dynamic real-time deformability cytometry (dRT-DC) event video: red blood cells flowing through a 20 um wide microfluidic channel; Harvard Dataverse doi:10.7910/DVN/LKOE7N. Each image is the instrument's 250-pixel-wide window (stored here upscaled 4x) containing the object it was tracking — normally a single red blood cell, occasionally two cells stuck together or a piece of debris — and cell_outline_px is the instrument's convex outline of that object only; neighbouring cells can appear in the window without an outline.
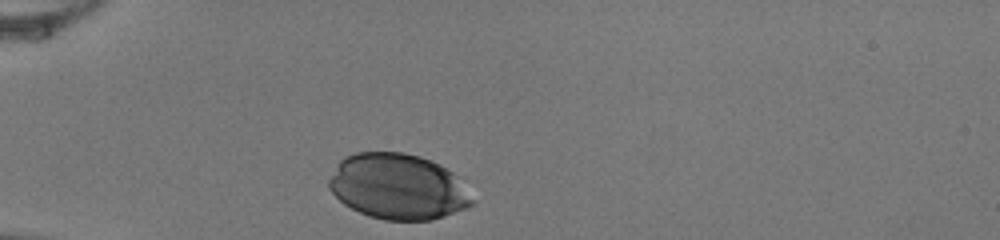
{"species": "human", "species_latin": "Homo sapiens", "temperature_condition": "room temperature", "stored_images_in_passage": 29, "camera_frame_rate_fps": 3000, "um_per_image_px": 0.085, "donor": {"sex": "female"}, "frame": {"image": 1, "passage_image": 1, "time_ms": 0.0, "image_size_px": [1000, 240], "cell_outline_px": [[476, 204], [444, 216], [432, 220], [384, 220], [368, 216], [344, 204], [328, 188], [328, 180], [340, 160], [344, 156], [356, 152], [404, 152], [420, 156], [440, 164], [452, 172], [456, 176], [476, 200]], "centroid_in_image_um": [33.84, 15.86], "position_along_channel_um": 51.2, "area_um2": 54.97}}
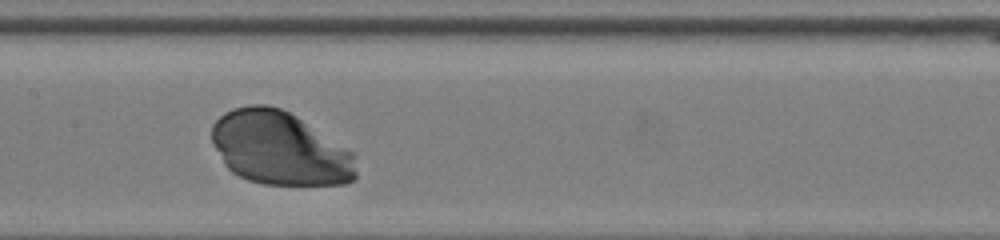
{"frame": {"image": 2, "passage_image": 13, "time_ms": 4.0, "image_size_px": [1000, 240], "cell_outline_px": [[356, 180], [344, 184], [264, 184], [248, 180], [232, 172], [224, 164], [212, 144], [212, 124], [224, 112], [232, 108], [248, 104], [264, 104], [280, 108], [296, 116], [352, 152], [356, 172]], "centroid_in_image_um": [23.73, 12.6], "position_along_channel_um": 183.7, "area_um2": 61.61}}
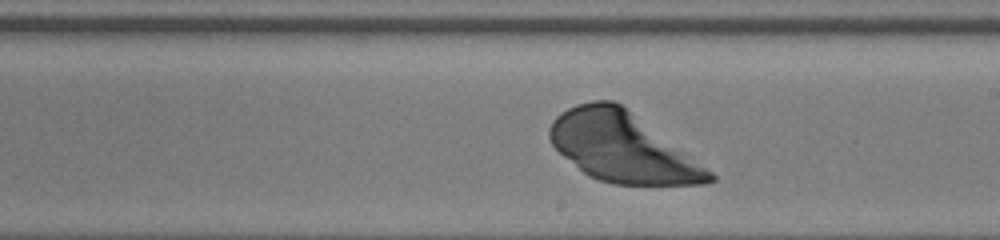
{"frame": {"image": 3, "passage_image": 17, "time_ms": 5.333, "image_size_px": [1000, 240], "cell_outline_px": [[716, 180], [708, 184], [612, 184], [588, 176], [564, 156], [552, 144], [548, 136], [548, 128], [552, 120], [560, 112], [576, 104], [592, 100], [612, 100], [620, 104], [712, 172], [716, 176]], "centroid_in_image_um": [52.84, 12.52], "position_along_channel_um": 236.2, "area_um2": 63.52}}